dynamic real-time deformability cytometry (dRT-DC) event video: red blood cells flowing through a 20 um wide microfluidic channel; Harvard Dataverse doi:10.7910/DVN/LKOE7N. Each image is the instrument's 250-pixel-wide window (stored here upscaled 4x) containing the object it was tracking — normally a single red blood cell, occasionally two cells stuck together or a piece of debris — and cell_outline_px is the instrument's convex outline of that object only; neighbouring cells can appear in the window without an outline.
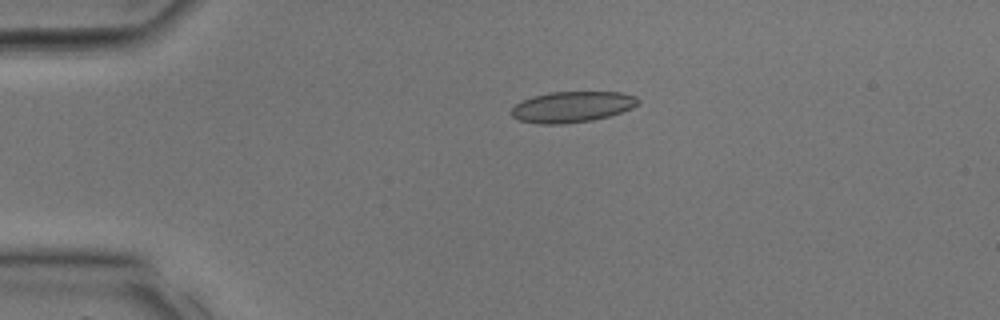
{"species": "common noctule bat (a hibernating species)", "species_latin": "Nyctalus noctula", "temperature_condition": "room temperature", "stored_images_in_passage": 25, "camera_frame_rate_fps": 3000, "um_per_image_px": 0.085, "animal": {"sex": "male", "body_mass_g": 17.9, "forearm_length_mm": 54.2}, "frame": {"image": 1, "passage_image": 1, "time_ms": 0.0, "image_size_px": [1000, 320], "cell_outline_px": [[640, 100], [632, 108], [608, 116], [592, 120], [564, 124], [536, 124], [520, 120], [512, 116], [508, 112], [520, 100], [532, 96], [552, 92], [620, 92], [636, 96]], "centroid_in_image_um": [48.58, 9.08], "position_along_channel_um": 36.4, "area_um2": 22.89}}
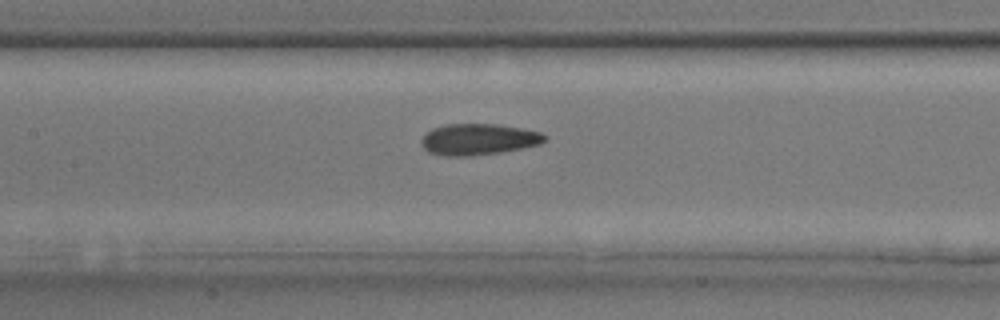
{"frame": {"image": 2, "passage_image": 9, "time_ms": 2.667, "image_size_px": [1000, 320], "cell_outline_px": [[548, 140], [540, 144], [524, 148], [500, 152], [468, 156], [444, 156], [428, 152], [424, 148], [420, 140], [432, 128], [444, 124], [496, 124], [520, 128], [540, 132], [548, 136]], "centroid_in_image_um": [40.69, 11.84], "position_along_channel_um": 166.7, "area_um2": 22.54}}
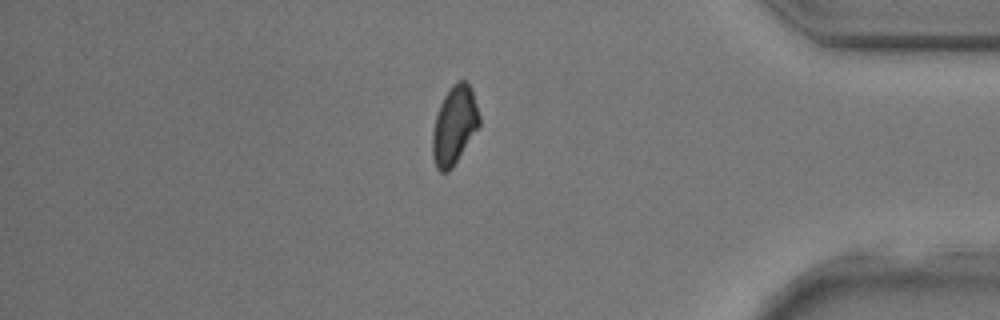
{"frame": {"image": 3, "passage_image": 21, "time_ms": 6.667, "image_size_px": [1000, 320], "cell_outline_px": [[480, 124], [452, 168], [448, 172], [440, 172], [436, 168], [432, 156], [432, 132], [436, 116], [440, 104], [444, 96], [452, 84], [456, 80], [464, 80], [472, 88], [480, 116]], "centroid_in_image_um": [38.61, 10.64], "position_along_channel_um": 396.6, "area_um2": 21.39}}